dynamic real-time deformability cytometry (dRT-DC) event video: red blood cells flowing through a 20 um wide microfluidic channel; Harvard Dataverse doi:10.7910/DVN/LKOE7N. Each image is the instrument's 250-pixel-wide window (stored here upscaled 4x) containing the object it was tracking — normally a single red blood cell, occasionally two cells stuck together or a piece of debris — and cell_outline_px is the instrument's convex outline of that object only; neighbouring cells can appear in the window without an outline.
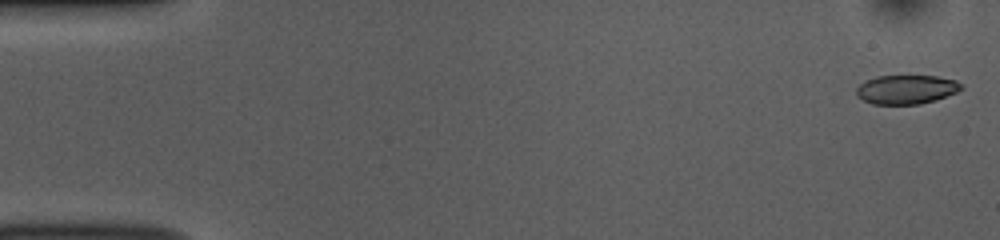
{"species": "common noctule bat (a hibernating species)", "species_latin": "Nyctalus noctula", "temperature_condition": "room temperature", "stored_images_in_passage": 52, "camera_frame_rate_fps": 3000, "um_per_image_px": 0.085, "animal": {"sex": "female", "body_mass_g": 10.0, "forearm_length_mm": 53.1}, "frame": {"image": 1, "passage_image": 1, "time_ms": 0.0, "image_size_px": [1000, 240], "cell_outline_px": [[964, 88], [956, 92], [936, 100], [920, 104], [872, 104], [856, 96], [856, 88], [864, 80], [876, 76], [936, 76], [956, 80], [964, 84]], "centroid_in_image_um": [77.04, 7.6], "position_along_channel_um": 8.0, "area_um2": 17.92}}
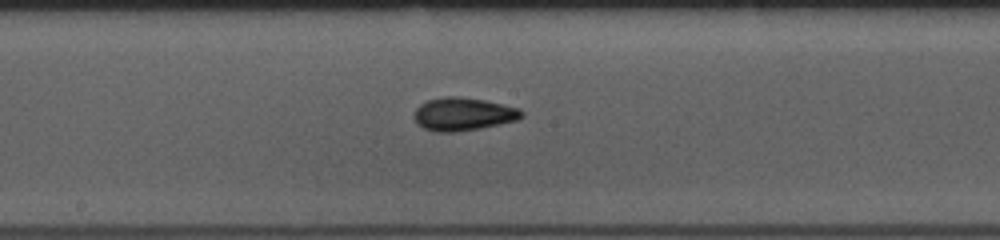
{"frame": {"image": 2, "passage_image": 27, "time_ms": 8.667, "image_size_px": [1000, 240], "cell_outline_px": [[524, 116], [516, 120], [500, 124], [480, 128], [452, 132], [436, 132], [424, 128], [416, 124], [412, 116], [416, 108], [420, 104], [428, 100], [444, 96], [456, 96], [484, 100], [520, 108], [524, 112]], "centroid_in_image_um": [39.35, 9.7], "position_along_channel_um": 208.9, "area_um2": 20.81}}
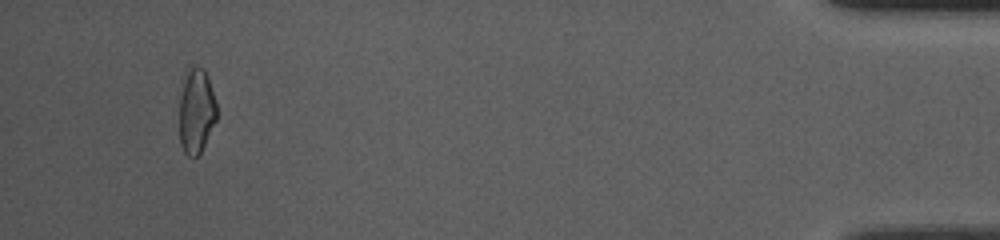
{"frame": {"image": 3, "passage_image": 49, "time_ms": 16.0, "image_size_px": [1000, 240], "cell_outline_px": [[216, 120], [200, 152], [196, 156], [188, 156], [184, 152], [180, 144], [180, 96], [184, 72], [192, 64], [204, 68], [216, 100]], "centroid_in_image_um": [16.67, 9.37], "position_along_channel_um": 418.5, "area_um2": 18.55}, "authors_computed_cell_mechanics": {"area_um2": 19.0451, "velocity_mm_per_s": 3.8575, "shape_relaxation_time_tau1_ms": 5.5425, "shape_relaxation_time_tau2_ms": 1.9249, "deformation_change_tau1": 0.1724, "deformation_change_tau2": 0.0814}}